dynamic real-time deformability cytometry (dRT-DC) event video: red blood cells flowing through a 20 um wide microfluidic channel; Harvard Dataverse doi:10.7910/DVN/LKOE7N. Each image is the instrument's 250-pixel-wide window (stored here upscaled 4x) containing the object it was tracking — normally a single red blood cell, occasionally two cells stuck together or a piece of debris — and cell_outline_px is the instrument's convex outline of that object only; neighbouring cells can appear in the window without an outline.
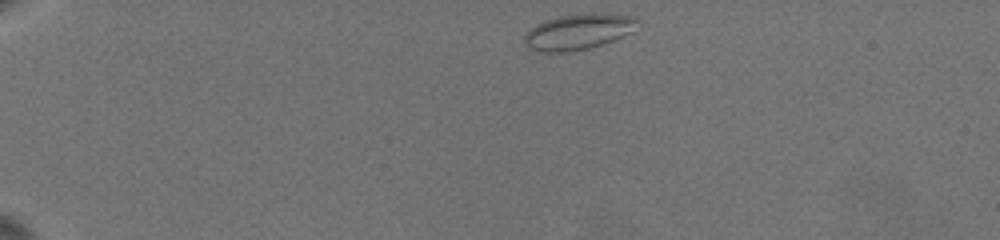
{"species": "common noctule bat (a hibernating species)", "species_latin": "Nyctalus noctula", "temperature_condition": "warm", "stored_images_in_passage": 8, "camera_frame_rate_fps": 3000, "um_per_image_px": 0.085, "animal": {"sex": "female", "body_mass_g": 19.5, "forearm_length_mm": 54.1}, "frame": {"image": 1, "passage_image": 1, "time_ms": 0.0, "image_size_px": [1000, 240], "cell_outline_px": [[636, 20], [632, 32], [612, 40], [588, 48], [568, 52], [536, 52], [528, 48], [524, 44], [524, 36], [536, 24], [544, 20], [560, 16], [592, 12], [636, 16]], "centroid_in_image_um": [49.1, 2.69], "position_along_channel_um": 35.9, "area_um2": 23.41}}